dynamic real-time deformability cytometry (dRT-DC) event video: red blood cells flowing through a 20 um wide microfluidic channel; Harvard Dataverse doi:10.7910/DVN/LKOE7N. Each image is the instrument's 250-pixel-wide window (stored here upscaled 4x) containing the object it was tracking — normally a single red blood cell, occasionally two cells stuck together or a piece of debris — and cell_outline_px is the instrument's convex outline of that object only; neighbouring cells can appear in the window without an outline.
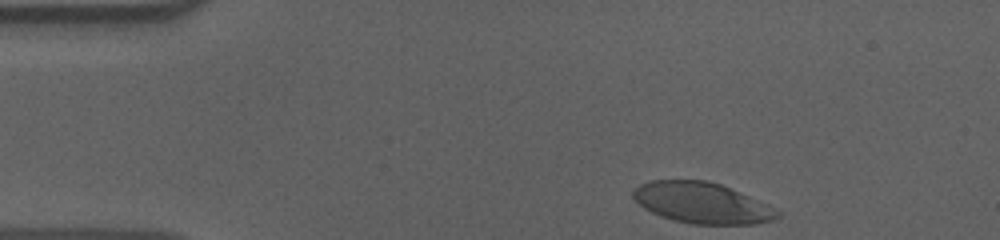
{"species": "human", "species_latin": "Homo sapiens", "temperature_condition": "cold", "stored_images_in_passage": 39, "camera_frame_rate_fps": 3000, "um_per_image_px": 0.085, "donor": {"sex": "male"}, "frame": {"image": 1, "passage_image": 1, "time_ms": 0.0, "image_size_px": [1000, 240], "cell_outline_px": [[780, 216], [772, 220], [756, 224], [692, 224], [672, 220], [660, 216], [644, 208], [632, 196], [632, 192], [640, 184], [652, 180], [708, 180], [720, 184], [768, 204], [776, 208], [780, 212]], "centroid_in_image_um": [59.68, 17.25], "position_along_channel_um": 25.3, "area_um2": 34.33}}
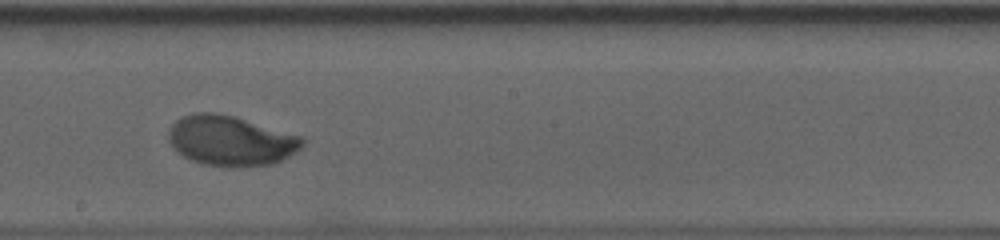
{"frame": {"image": 2, "passage_image": 24, "time_ms": 7.667, "image_size_px": [1000, 240], "cell_outline_px": [[304, 144], [296, 152], [276, 164], [204, 164], [192, 160], [184, 156], [172, 148], [168, 140], [168, 132], [172, 124], [176, 120], [192, 112], [216, 112], [232, 116], [304, 136]], "centroid_in_image_um": [19.61, 11.91], "position_along_channel_um": 228.6, "area_um2": 38.44}}
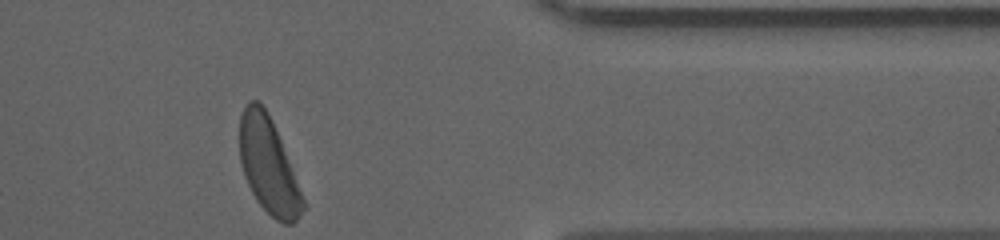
{"frame": {"image": 3, "passage_image": 39, "time_ms": 12.667, "image_size_px": [1000, 240], "cell_outline_px": [[304, 208], [296, 220], [292, 224], [284, 224], [276, 220], [256, 200], [244, 176], [240, 160], [240, 116], [248, 100], [256, 100], [268, 112], [272, 120], [304, 200]], "centroid_in_image_um": [22.79, 14.07], "position_along_channel_um": 388.6, "area_um2": 34.51}, "authors_computed_cell_mechanics": {"area_um2": 37.9746, "velocity_mm_per_s": 3.5986, "shape_relaxation_time_tau1_ms": 3.6154, "shape_relaxation_time_tau2_ms": null, "deformation_change_tau1": 0.1961, "deformation_change_tau2": null}}